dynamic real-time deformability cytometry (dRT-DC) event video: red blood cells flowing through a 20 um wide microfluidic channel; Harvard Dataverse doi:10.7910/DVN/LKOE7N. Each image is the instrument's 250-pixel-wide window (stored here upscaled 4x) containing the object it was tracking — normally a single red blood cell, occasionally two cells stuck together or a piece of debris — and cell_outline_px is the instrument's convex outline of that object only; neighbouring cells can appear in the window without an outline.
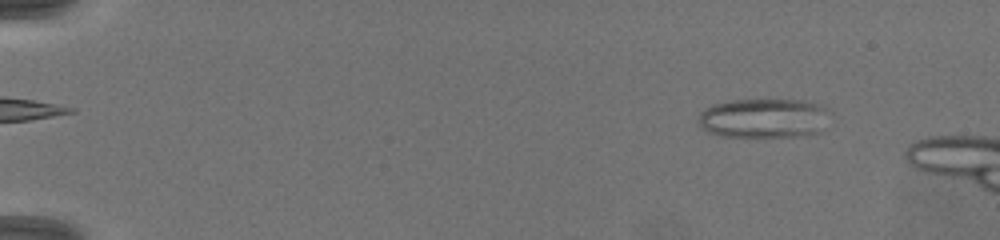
{"species": "common noctule bat (a hibernating species)", "species_latin": "Nyctalus noctula", "temperature_condition": "warm", "stored_images_in_passage": 16, "camera_frame_rate_fps": 3000, "um_per_image_px": 0.085, "animal": {"sex": "female", "body_mass_g": 19.5, "forearm_length_mm": 54.1}, "frame": {"image": 1, "passage_image": 3, "time_ms": 1.333, "image_size_px": [1000, 240], "cell_outline_px": [[824, 108], [816, 132], [796, 136], [720, 136], [708, 132], [700, 124], [700, 112], [704, 108], [712, 104], [732, 100], [804, 100], [820, 104]], "centroid_in_image_um": [64.75, 10.02], "position_along_channel_um": 20.2, "area_um2": 29.07}}
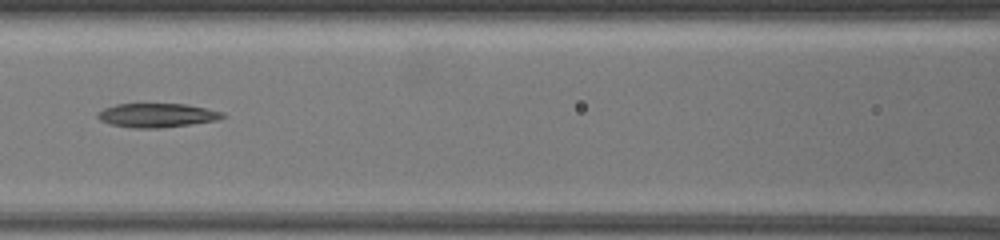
{"frame": {"image": 2, "passage_image": 12, "time_ms": 7.667, "image_size_px": [1000, 240], "cell_outline_px": [[224, 116], [216, 120], [160, 128], [132, 128], [112, 124], [100, 120], [96, 116], [96, 112], [104, 108], [116, 104], [184, 104], [224, 112]], "centroid_in_image_um": [13.28, 9.8], "position_along_channel_um": 153.3, "area_um2": 17.22}}
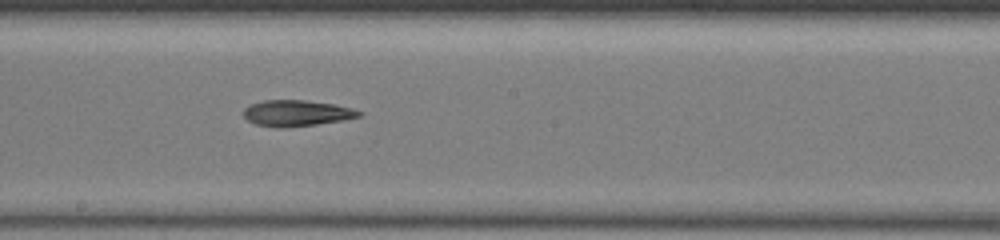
{"frame": {"image": 3, "passage_image": 14, "time_ms": 9.333, "image_size_px": [1000, 240], "cell_outline_px": [[364, 112], [360, 116], [344, 120], [316, 124], [284, 128], [276, 128], [256, 124], [248, 120], [244, 116], [244, 108], [252, 104], [264, 100], [304, 100], [332, 104], [352, 108]], "centroid_in_image_um": [25.22, 9.62], "position_along_channel_um": 223.0, "area_um2": 17.46}}